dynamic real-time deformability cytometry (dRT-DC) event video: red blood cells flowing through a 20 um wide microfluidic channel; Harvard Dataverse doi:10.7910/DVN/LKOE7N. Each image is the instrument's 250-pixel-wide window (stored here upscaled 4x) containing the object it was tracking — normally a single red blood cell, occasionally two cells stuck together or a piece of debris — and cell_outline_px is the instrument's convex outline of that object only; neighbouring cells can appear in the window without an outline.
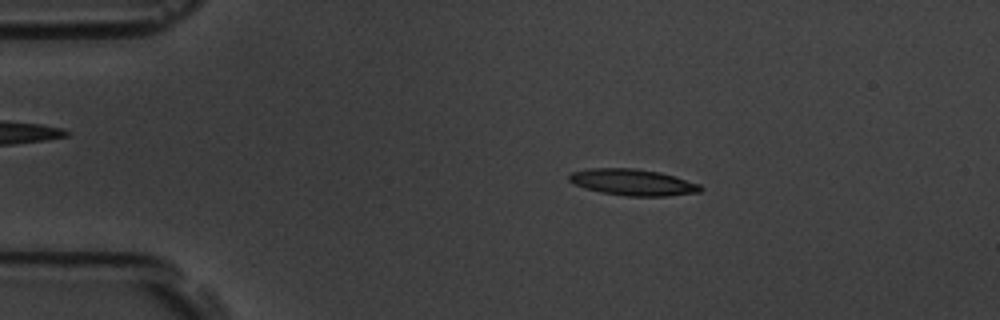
{"species": "common noctule bat (a hibernating species)", "species_latin": "Nyctalus noctula", "temperature_condition": "room temperature", "stored_images_in_passage": 55, "camera_frame_rate_fps": 3000, "um_per_image_px": 0.085, "animal": {"sex": "male", "body_mass_g": 19.5, "forearm_length_mm": 54.6}, "frame": {"image": 1, "passage_image": 10, "time_ms": 3.0, "image_size_px": [1000, 320], "cell_outline_px": [[704, 188], [700, 192], [668, 196], [628, 196], [600, 192], [584, 188], [572, 184], [568, 180], [568, 176], [572, 172], [588, 168], [632, 168], [660, 172], [700, 184]], "centroid_in_image_um": [53.76, 15.49], "position_along_channel_um": 31.2, "area_um2": 20.29}}
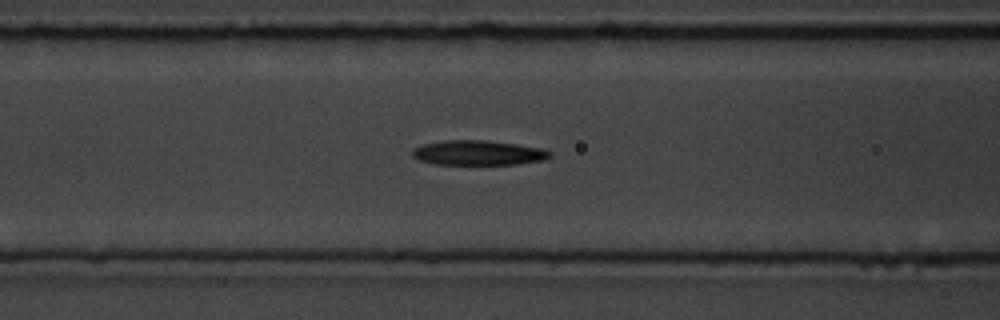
{"frame": {"image": 2, "passage_image": 22, "time_ms": 7.0, "image_size_px": [1000, 320], "cell_outline_px": [[552, 156], [544, 160], [516, 164], [432, 164], [420, 160], [412, 156], [412, 148], [420, 144], [444, 140], [480, 140], [516, 144], [544, 148], [552, 152]], "centroid_in_image_um": [40.63, 12.98], "position_along_channel_um": 126.0, "area_um2": 20.0}}
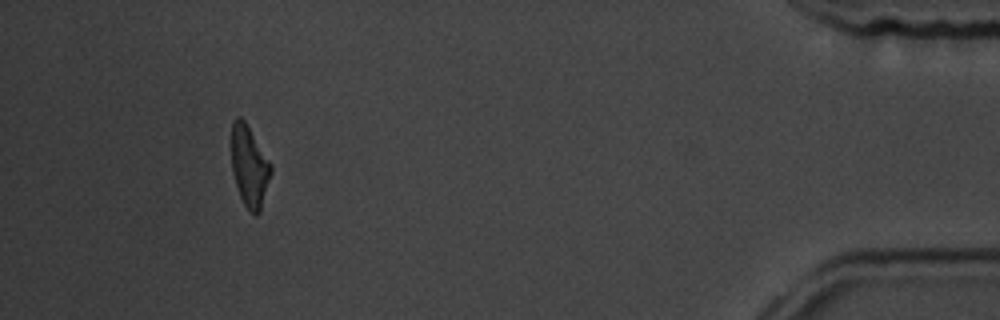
{"frame": {"image": 3, "passage_image": 51, "time_ms": 16.667, "image_size_px": [1000, 320], "cell_outline_px": [[272, 172], [260, 212], [256, 216], [244, 204], [240, 196], [232, 172], [232, 124], [236, 116], [240, 116], [244, 120], [272, 164]], "centroid_in_image_um": [21.21, 14.14], "position_along_channel_um": 414.0, "area_um2": 18.5}, "authors_computed_cell_mechanics": {"area_um2": 19.7676, "velocity_mm_per_s": 3.6581, "shape_relaxation_time_tau1_ms": 3.7104, "shape_relaxation_time_tau2_ms": 4.7493, "deformation_change_tau1": 0.2055, "deformation_change_tau2": 0.1599}}